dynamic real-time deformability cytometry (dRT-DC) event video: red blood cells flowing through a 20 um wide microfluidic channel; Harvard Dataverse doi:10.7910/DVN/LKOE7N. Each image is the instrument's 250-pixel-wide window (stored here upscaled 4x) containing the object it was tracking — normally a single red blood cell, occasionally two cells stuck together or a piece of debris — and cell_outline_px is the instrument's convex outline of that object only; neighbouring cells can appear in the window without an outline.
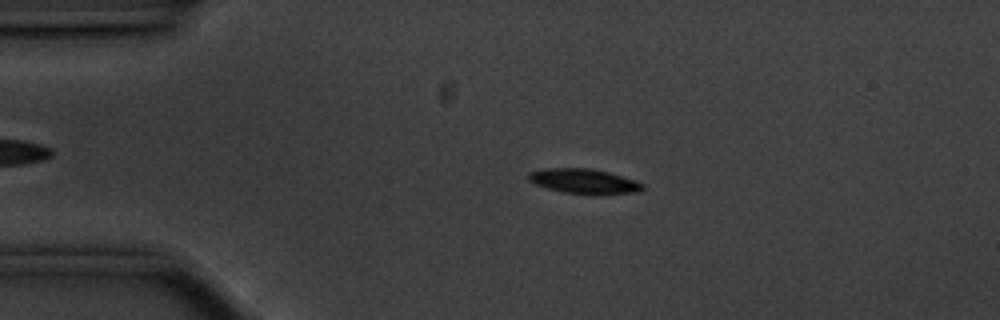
{"species": "common noctule bat (a hibernating species)", "species_latin": "Nyctalus noctula", "temperature_condition": "cold", "stored_images_in_passage": 56, "camera_frame_rate_fps": 3000, "um_per_image_px": 0.085, "animal": {"sex": "male", "body_mass_g": 20.1, "forearm_length_mm": 53.5}, "frame": {"image": 1, "passage_image": 11, "time_ms": 3.333, "image_size_px": [1000, 320], "cell_outline_px": [[644, 188], [636, 192], [604, 196], [596, 196], [564, 192], [548, 188], [536, 184], [528, 180], [528, 172], [548, 168], [592, 168], [608, 172], [636, 180], [644, 184]], "centroid_in_image_um": [49.69, 15.43], "position_along_channel_um": 35.3, "area_um2": 16.88}}
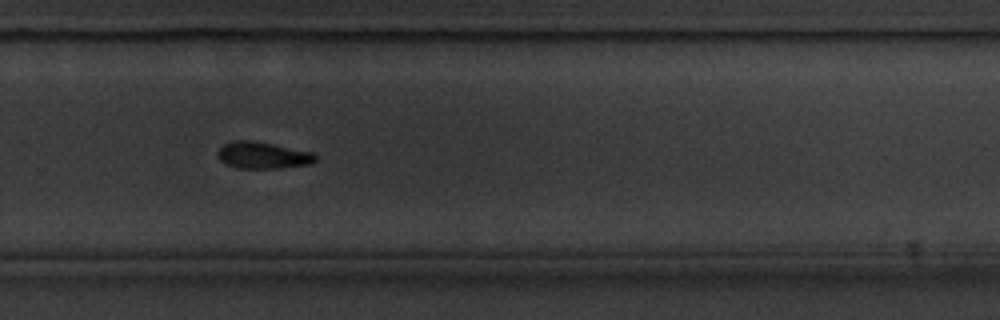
{"frame": {"image": 2, "passage_image": 37, "time_ms": 12.0, "image_size_px": [1000, 320], "cell_outline_px": [[316, 160], [312, 164], [280, 168], [236, 168], [224, 164], [216, 156], [216, 152], [224, 144], [232, 140], [252, 140], [312, 152], [316, 156]], "centroid_in_image_um": [22.29, 13.2], "position_along_channel_um": 307.5, "area_um2": 15.37}}
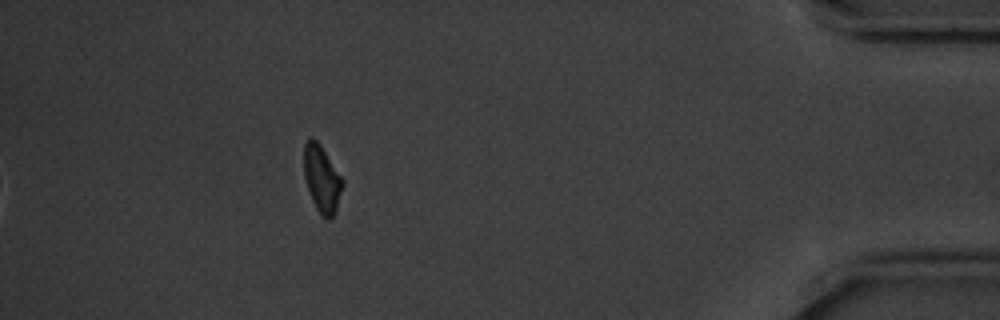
{"frame": {"image": 3, "passage_image": 50, "time_ms": 16.333, "image_size_px": [1000, 320], "cell_outline_px": [[344, 184], [336, 208], [332, 216], [328, 220], [320, 216], [312, 200], [304, 176], [304, 144], [312, 136], [320, 144], [344, 180]], "centroid_in_image_um": [27.36, 15.2], "position_along_channel_um": 407.8, "area_um2": 14.97}, "authors_computed_cell_mechanics": {"area_um2": 15.6638, "velocity_mm_per_s": 3.5299, "shape_relaxation_time_tau1_ms": 1.5617, "shape_relaxation_time_tau2_ms": null, "deformation_change_tau1": 0.0793, "deformation_change_tau2": null}}